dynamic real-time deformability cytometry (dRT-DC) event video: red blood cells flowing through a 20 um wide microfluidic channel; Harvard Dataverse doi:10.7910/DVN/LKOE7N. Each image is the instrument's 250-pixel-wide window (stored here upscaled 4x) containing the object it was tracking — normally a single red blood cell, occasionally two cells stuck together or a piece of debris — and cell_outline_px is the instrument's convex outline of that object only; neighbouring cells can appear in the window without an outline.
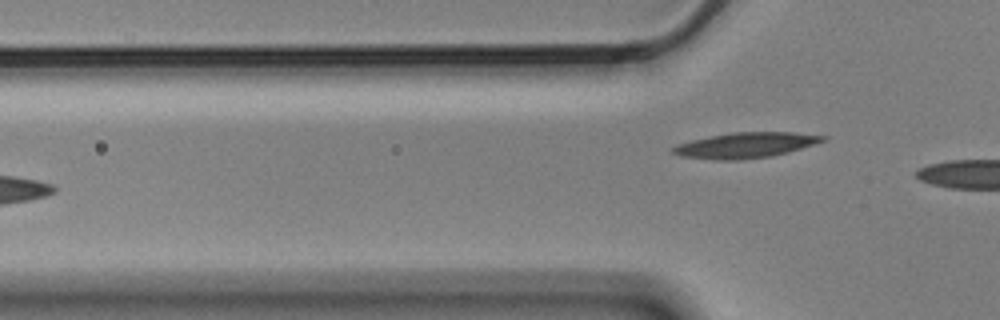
{"species": "Egyptian fruit bat (a non-hibernating species)", "species_latin": "Rousettus aegyptiacus", "temperature_condition": "cold", "stored_images_in_passage": 7, "camera_frame_rate_fps": 3000, "um_per_image_px": 0.085, "animal": {"sex": "male"}, "frame": {"image": 1, "passage_image": 7, "time_ms": 2.0, "image_size_px": [1000, 320], "cell_outline_px": [[828, 140], [788, 152], [772, 156], [740, 160], [712, 160], [680, 156], [672, 152], [672, 148], [680, 144], [692, 140], [732, 132], [792, 132], [828, 136]], "centroid_in_image_um": [63.42, 12.35], "position_along_channel_um": 62.4, "area_um2": 22.2}}